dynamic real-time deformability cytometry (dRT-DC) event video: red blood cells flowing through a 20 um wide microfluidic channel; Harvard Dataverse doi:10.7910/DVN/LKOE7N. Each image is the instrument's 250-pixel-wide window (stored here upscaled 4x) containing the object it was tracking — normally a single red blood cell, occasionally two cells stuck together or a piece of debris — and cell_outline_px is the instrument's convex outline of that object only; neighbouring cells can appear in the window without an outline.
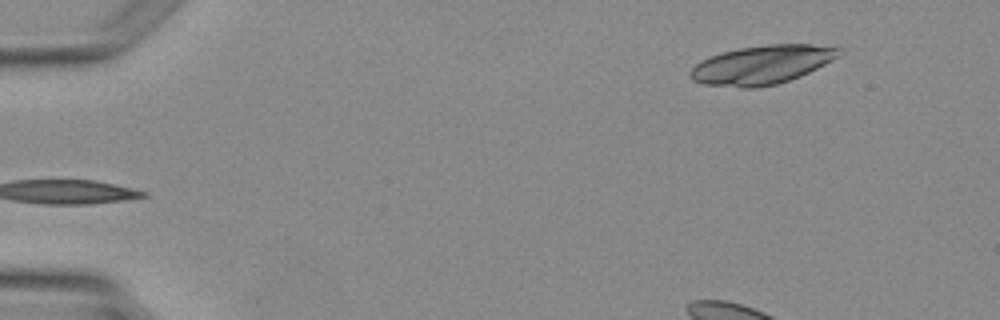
{"species": "Egyptian fruit bat (a non-hibernating species)", "species_latin": "Rousettus aegyptiacus", "temperature_condition": "warm", "stored_images_in_passage": 3, "segment_of_instrument_passage": [2, 2], "camera_frame_rate_fps": 3000, "um_per_image_px": 0.085, "animal": {"sex": "female"}, "frame": {"image": 1, "passage_image": 3, "time_ms": 2.333, "image_size_px": [1000, 320], "cell_outline_px": [[840, 56], [800, 76], [776, 84], [760, 88], [740, 88], [704, 84], [692, 80], [688, 76], [688, 72], [700, 60], [724, 52], [740, 48], [768, 44], [812, 44], [840, 48]], "centroid_in_image_um": [64.73, 5.52], "position_along_channel_um": 20.3, "area_um2": 33.52}}